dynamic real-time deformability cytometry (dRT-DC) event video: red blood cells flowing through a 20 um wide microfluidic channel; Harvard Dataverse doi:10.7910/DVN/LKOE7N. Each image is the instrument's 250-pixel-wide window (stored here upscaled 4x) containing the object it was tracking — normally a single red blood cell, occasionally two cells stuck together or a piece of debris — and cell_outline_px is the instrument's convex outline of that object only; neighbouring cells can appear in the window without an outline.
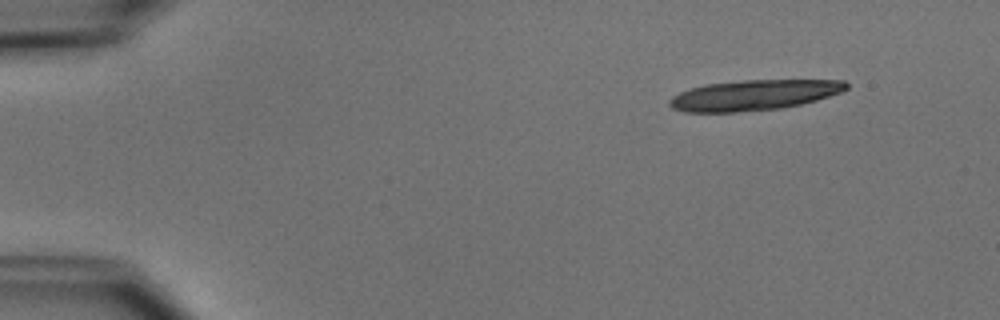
{"species": "common noctule bat (a hibernating species)", "species_latin": "Nyctalus noctula", "temperature_condition": "cold", "stored_images_in_passage": 3, "camera_frame_rate_fps": 3000, "um_per_image_px": 0.085, "animal": {"sex": "male", "body_mass_g": 15.6}, "frame": {"image": 1, "passage_image": 1, "time_ms": 0.0, "image_size_px": [1000, 320], "cell_outline_px": [[848, 88], [844, 92], [816, 100], [800, 104], [780, 108], [736, 112], [684, 112], [672, 108], [668, 104], [668, 100], [672, 96], [688, 88], [704, 84], [744, 80], [844, 80], [848, 84]], "centroid_in_image_um": [64.06, 8.08], "position_along_channel_um": 20.9, "area_um2": 31.5}}